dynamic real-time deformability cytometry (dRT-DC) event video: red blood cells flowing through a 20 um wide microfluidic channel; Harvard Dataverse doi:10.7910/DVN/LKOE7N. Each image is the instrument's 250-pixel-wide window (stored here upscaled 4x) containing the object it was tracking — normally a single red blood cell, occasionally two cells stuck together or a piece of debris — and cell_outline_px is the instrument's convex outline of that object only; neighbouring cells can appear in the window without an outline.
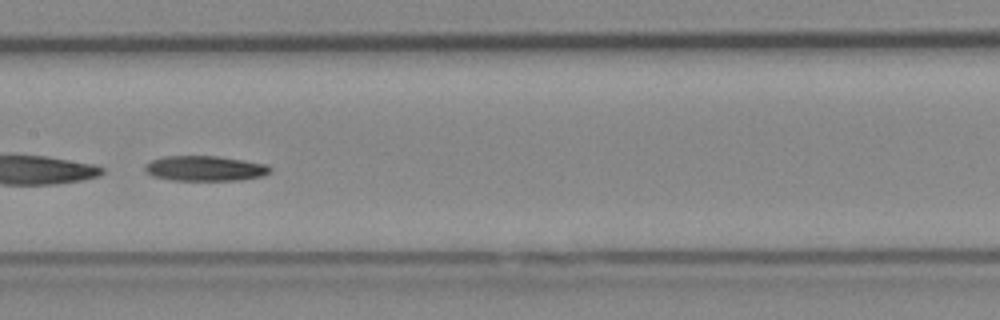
{"species": "Egyptian fruit bat (a non-hibernating species)", "species_latin": "Rousettus aegyptiacus", "temperature_condition": "cold", "stored_images_in_passage": 50, "segment_of_instrument_passage": [2, 2], "camera_frame_rate_fps": 3000, "um_per_image_px": 0.085, "animal": {"sex": "female"}, "frame": {"image": 1, "passage_image": 26, "time_ms": 8.333, "image_size_px": [1000, 320], "cell_outline_px": [[272, 172], [264, 176], [240, 180], [172, 180], [152, 176], [144, 168], [144, 164], [152, 160], [164, 156], [216, 156], [268, 164], [272, 168]], "centroid_in_image_um": [17.46, 14.31], "position_along_channel_um": 189.9, "area_um2": 18.44}}